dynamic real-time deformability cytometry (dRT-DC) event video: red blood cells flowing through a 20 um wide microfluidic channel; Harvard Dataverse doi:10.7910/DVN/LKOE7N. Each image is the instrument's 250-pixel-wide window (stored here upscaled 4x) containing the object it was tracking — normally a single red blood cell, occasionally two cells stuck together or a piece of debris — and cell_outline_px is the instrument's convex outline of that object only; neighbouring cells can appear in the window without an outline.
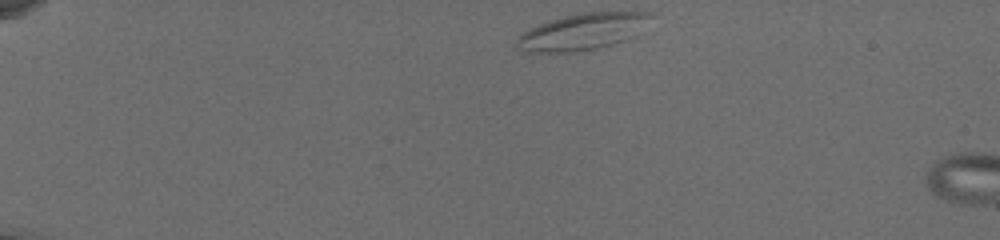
{"species": "common noctule bat (a hibernating species)", "species_latin": "Nyctalus noctula", "temperature_condition": "cold", "stored_images_in_passage": 47, "camera_frame_rate_fps": 3000, "um_per_image_px": 0.085, "animal": {"sex": "female", "body_mass_g": 19.5, "forearm_length_mm": 54.1}, "frame": {"image": 1, "passage_image": 1, "time_ms": 0.0, "image_size_px": [1000, 240], "cell_outline_px": [[652, 16], [620, 40], [612, 44], [596, 48], [564, 52], [528, 52], [520, 48], [516, 44], [516, 40], [524, 32], [540, 24], [564, 16], [584, 12], [648, 12]], "centroid_in_image_um": [49.37, 2.68], "position_along_channel_um": 35.6, "area_um2": 26.76}}
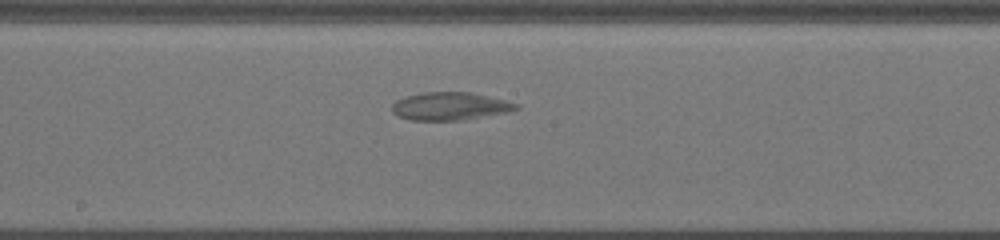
{"frame": {"image": 2, "passage_image": 22, "time_ms": 7.0, "image_size_px": [1000, 240], "cell_outline_px": [[520, 108], [508, 112], [460, 120], [412, 120], [400, 116], [392, 112], [392, 104], [396, 100], [404, 96], [424, 92], [472, 92], [520, 104]], "centroid_in_image_um": [38.25, 9.02], "position_along_channel_um": 209.9, "area_um2": 20.11}}
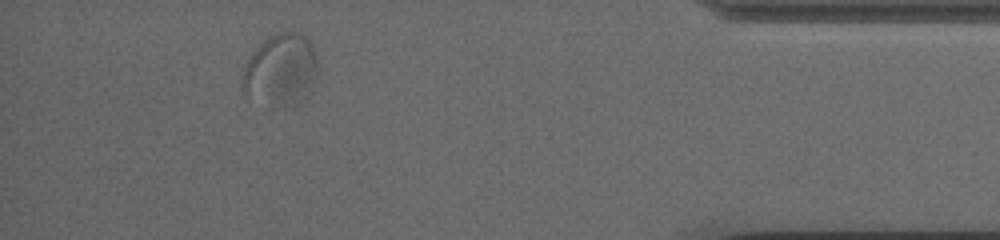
{"frame": {"image": 3, "passage_image": 42, "time_ms": 13.667, "image_size_px": [1000, 240], "cell_outline_px": [[316, 68], [312, 92], [304, 100], [296, 104], [284, 108], [268, 108], [248, 96], [244, 92], [240, 84], [244, 68], [248, 60], [256, 48], [268, 36], [276, 32], [296, 32], [304, 36], [308, 40], [316, 56]], "centroid_in_image_um": [23.84, 6.02], "position_along_channel_um": 411.4, "area_um2": 32.19}}